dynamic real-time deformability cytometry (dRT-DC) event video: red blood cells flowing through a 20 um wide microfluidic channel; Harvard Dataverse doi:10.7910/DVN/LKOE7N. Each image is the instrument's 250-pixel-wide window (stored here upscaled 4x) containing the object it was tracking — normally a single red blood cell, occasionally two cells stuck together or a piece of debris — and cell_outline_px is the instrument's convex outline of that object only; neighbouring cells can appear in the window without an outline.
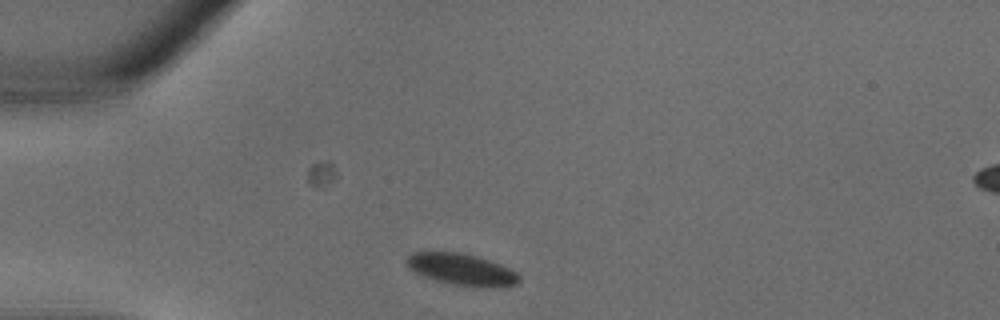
{"species": "common noctule bat (a hibernating species)", "species_latin": "Nyctalus noctula", "temperature_condition": "warm", "stored_images_in_passage": 26, "camera_frame_rate_fps": 3000, "um_per_image_px": 0.085, "animal": {"sex": "male", "body_mass_g": 18.8}, "frame": {"image": 1, "passage_image": 1, "time_ms": 0.0, "image_size_px": [1000, 320], "cell_outline_px": [[520, 280], [516, 284], [452, 284], [436, 280], [424, 276], [408, 268], [408, 256], [416, 252], [460, 252], [480, 256], [500, 264], [516, 272], [520, 276]], "centroid_in_image_um": [39.19, 22.83], "position_along_channel_um": 45.8, "area_um2": 19.65}}
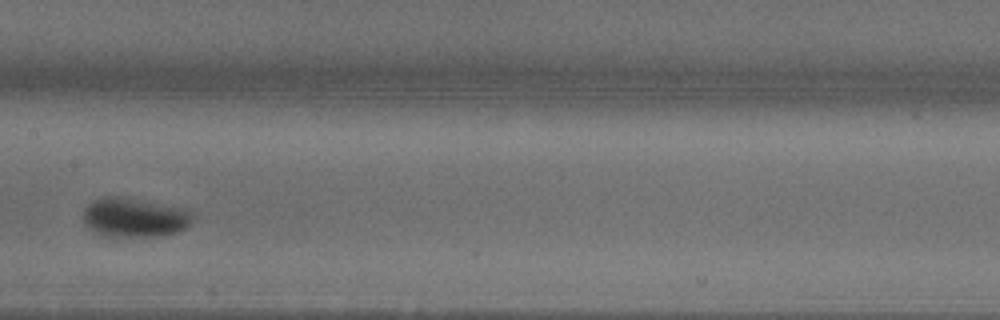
{"frame": {"image": 2, "passage_image": 10, "time_ms": 3.0, "image_size_px": [1000, 320], "cell_outline_px": [[192, 220], [180, 232], [156, 236], [112, 240], [100, 236], [88, 228], [84, 224], [84, 208], [92, 200], [104, 196], [120, 196], [180, 208], [192, 212]], "centroid_in_image_um": [11.33, 18.54], "position_along_channel_um": 196.1, "area_um2": 25.72}}
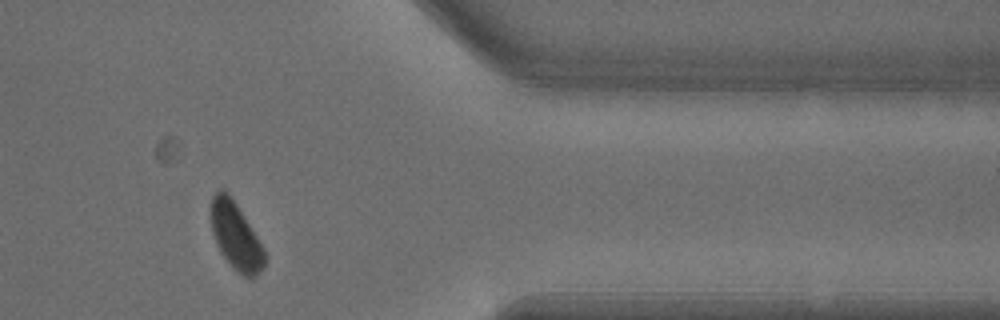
{"frame": {"image": 3, "passage_image": 21, "time_ms": 6.667, "image_size_px": [1000, 320], "cell_outline_px": [[268, 256], [264, 268], [256, 276], [244, 276], [220, 252], [216, 244], [212, 232], [208, 208], [212, 196], [220, 188], [236, 204], [264, 248]], "centroid_in_image_um": [20.03, 20.06], "position_along_channel_um": 391.4, "area_um2": 20.81}}